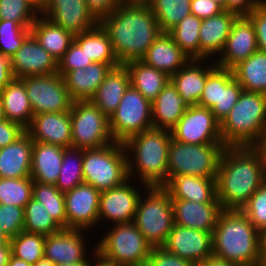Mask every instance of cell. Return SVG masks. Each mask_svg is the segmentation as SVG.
Here are the masks:
<instances>
[{"label":"cell","instance_id":"6f0895ef","mask_svg":"<svg viewBox=\"0 0 266 266\" xmlns=\"http://www.w3.org/2000/svg\"><path fill=\"white\" fill-rule=\"evenodd\" d=\"M266 0H225V10L235 12L239 16L248 15Z\"/></svg>","mask_w":266,"mask_h":266},{"label":"cell","instance_id":"680465c9","mask_svg":"<svg viewBox=\"0 0 266 266\" xmlns=\"http://www.w3.org/2000/svg\"><path fill=\"white\" fill-rule=\"evenodd\" d=\"M13 79L10 58L0 54V91Z\"/></svg>","mask_w":266,"mask_h":266},{"label":"cell","instance_id":"74e56055","mask_svg":"<svg viewBox=\"0 0 266 266\" xmlns=\"http://www.w3.org/2000/svg\"><path fill=\"white\" fill-rule=\"evenodd\" d=\"M32 198L43 204L54 221L62 229H67L63 192H61L55 185L33 181Z\"/></svg>","mask_w":266,"mask_h":266},{"label":"cell","instance_id":"277c9868","mask_svg":"<svg viewBox=\"0 0 266 266\" xmlns=\"http://www.w3.org/2000/svg\"><path fill=\"white\" fill-rule=\"evenodd\" d=\"M171 139V131L155 127L127 139L123 143L125 151L132 150L135 158L132 161L127 155L129 178L134 173L133 167L136 166L146 187L164 186L167 183L168 148Z\"/></svg>","mask_w":266,"mask_h":266},{"label":"cell","instance_id":"e575fe53","mask_svg":"<svg viewBox=\"0 0 266 266\" xmlns=\"http://www.w3.org/2000/svg\"><path fill=\"white\" fill-rule=\"evenodd\" d=\"M129 70L131 85L146 99L153 101L170 81V77L141 60L125 63Z\"/></svg>","mask_w":266,"mask_h":266},{"label":"cell","instance_id":"2644e50d","mask_svg":"<svg viewBox=\"0 0 266 266\" xmlns=\"http://www.w3.org/2000/svg\"><path fill=\"white\" fill-rule=\"evenodd\" d=\"M94 251H95L94 254H96L95 256L98 257V258H97V261H98V262H97V264H95V266H115V265H110V264H108V263H106V262L100 260V259H99V255H98V253H97V250L95 249Z\"/></svg>","mask_w":266,"mask_h":266},{"label":"cell","instance_id":"52a82bcc","mask_svg":"<svg viewBox=\"0 0 266 266\" xmlns=\"http://www.w3.org/2000/svg\"><path fill=\"white\" fill-rule=\"evenodd\" d=\"M152 248L133 222L114 225L95 247L100 260L115 266H145Z\"/></svg>","mask_w":266,"mask_h":266},{"label":"cell","instance_id":"e7e4bbea","mask_svg":"<svg viewBox=\"0 0 266 266\" xmlns=\"http://www.w3.org/2000/svg\"><path fill=\"white\" fill-rule=\"evenodd\" d=\"M7 266H32V265L27 263L26 261H23L11 255Z\"/></svg>","mask_w":266,"mask_h":266},{"label":"cell","instance_id":"4dcf8cb0","mask_svg":"<svg viewBox=\"0 0 266 266\" xmlns=\"http://www.w3.org/2000/svg\"><path fill=\"white\" fill-rule=\"evenodd\" d=\"M4 118L27 128L33 118V111L21 78H13L1 91Z\"/></svg>","mask_w":266,"mask_h":266},{"label":"cell","instance_id":"d590c367","mask_svg":"<svg viewBox=\"0 0 266 266\" xmlns=\"http://www.w3.org/2000/svg\"><path fill=\"white\" fill-rule=\"evenodd\" d=\"M234 78L245 91L266 95V53L257 50L232 68Z\"/></svg>","mask_w":266,"mask_h":266},{"label":"cell","instance_id":"a7ac6f4b","mask_svg":"<svg viewBox=\"0 0 266 266\" xmlns=\"http://www.w3.org/2000/svg\"><path fill=\"white\" fill-rule=\"evenodd\" d=\"M1 245H11V244H10V239L0 229V246Z\"/></svg>","mask_w":266,"mask_h":266},{"label":"cell","instance_id":"ffe728a7","mask_svg":"<svg viewBox=\"0 0 266 266\" xmlns=\"http://www.w3.org/2000/svg\"><path fill=\"white\" fill-rule=\"evenodd\" d=\"M33 141L71 147L70 112H48L33 115L25 129Z\"/></svg>","mask_w":266,"mask_h":266},{"label":"cell","instance_id":"7bdbcfd3","mask_svg":"<svg viewBox=\"0 0 266 266\" xmlns=\"http://www.w3.org/2000/svg\"><path fill=\"white\" fill-rule=\"evenodd\" d=\"M33 180L24 178H0V204L24 208L32 198Z\"/></svg>","mask_w":266,"mask_h":266},{"label":"cell","instance_id":"ee69618b","mask_svg":"<svg viewBox=\"0 0 266 266\" xmlns=\"http://www.w3.org/2000/svg\"><path fill=\"white\" fill-rule=\"evenodd\" d=\"M41 10L31 0H0V20H11L31 29Z\"/></svg>","mask_w":266,"mask_h":266},{"label":"cell","instance_id":"b9f144b4","mask_svg":"<svg viewBox=\"0 0 266 266\" xmlns=\"http://www.w3.org/2000/svg\"><path fill=\"white\" fill-rule=\"evenodd\" d=\"M45 238L43 234L23 230L10 239L12 255L34 265L44 258Z\"/></svg>","mask_w":266,"mask_h":266},{"label":"cell","instance_id":"be15d7a7","mask_svg":"<svg viewBox=\"0 0 266 266\" xmlns=\"http://www.w3.org/2000/svg\"><path fill=\"white\" fill-rule=\"evenodd\" d=\"M256 147L260 150L266 167V129L263 132L260 143Z\"/></svg>","mask_w":266,"mask_h":266},{"label":"cell","instance_id":"6da1fadb","mask_svg":"<svg viewBox=\"0 0 266 266\" xmlns=\"http://www.w3.org/2000/svg\"><path fill=\"white\" fill-rule=\"evenodd\" d=\"M266 180L256 146H226L216 175V197L223 209L240 210Z\"/></svg>","mask_w":266,"mask_h":266},{"label":"cell","instance_id":"7402d4cb","mask_svg":"<svg viewBox=\"0 0 266 266\" xmlns=\"http://www.w3.org/2000/svg\"><path fill=\"white\" fill-rule=\"evenodd\" d=\"M80 231L82 230L62 229L46 235L44 258L53 264L85 261V243Z\"/></svg>","mask_w":266,"mask_h":266},{"label":"cell","instance_id":"91938a15","mask_svg":"<svg viewBox=\"0 0 266 266\" xmlns=\"http://www.w3.org/2000/svg\"><path fill=\"white\" fill-rule=\"evenodd\" d=\"M259 255L261 266H266V227L259 230Z\"/></svg>","mask_w":266,"mask_h":266},{"label":"cell","instance_id":"f546056e","mask_svg":"<svg viewBox=\"0 0 266 266\" xmlns=\"http://www.w3.org/2000/svg\"><path fill=\"white\" fill-rule=\"evenodd\" d=\"M65 148L33 141L31 173L33 181L55 185L60 174Z\"/></svg>","mask_w":266,"mask_h":266},{"label":"cell","instance_id":"ab89813d","mask_svg":"<svg viewBox=\"0 0 266 266\" xmlns=\"http://www.w3.org/2000/svg\"><path fill=\"white\" fill-rule=\"evenodd\" d=\"M73 156H76L74 160L72 159L74 158ZM82 162L83 149L75 147L65 148L59 178L55 184L61 192H68L77 185L84 183Z\"/></svg>","mask_w":266,"mask_h":266},{"label":"cell","instance_id":"f6af8a7d","mask_svg":"<svg viewBox=\"0 0 266 266\" xmlns=\"http://www.w3.org/2000/svg\"><path fill=\"white\" fill-rule=\"evenodd\" d=\"M243 88L234 78L232 69L221 68L220 108H211L215 118L221 123L239 99Z\"/></svg>","mask_w":266,"mask_h":266},{"label":"cell","instance_id":"03108f58","mask_svg":"<svg viewBox=\"0 0 266 266\" xmlns=\"http://www.w3.org/2000/svg\"><path fill=\"white\" fill-rule=\"evenodd\" d=\"M55 266H93L88 262V260L78 262V263H61V264H55Z\"/></svg>","mask_w":266,"mask_h":266},{"label":"cell","instance_id":"7c38bea8","mask_svg":"<svg viewBox=\"0 0 266 266\" xmlns=\"http://www.w3.org/2000/svg\"><path fill=\"white\" fill-rule=\"evenodd\" d=\"M21 79L34 115L48 112H70L73 101L61 74L26 76Z\"/></svg>","mask_w":266,"mask_h":266},{"label":"cell","instance_id":"d6986e66","mask_svg":"<svg viewBox=\"0 0 266 266\" xmlns=\"http://www.w3.org/2000/svg\"><path fill=\"white\" fill-rule=\"evenodd\" d=\"M140 193L128 182L114 188L101 191L98 222L107 218L115 224L134 221Z\"/></svg>","mask_w":266,"mask_h":266},{"label":"cell","instance_id":"11a10c76","mask_svg":"<svg viewBox=\"0 0 266 266\" xmlns=\"http://www.w3.org/2000/svg\"><path fill=\"white\" fill-rule=\"evenodd\" d=\"M191 14L199 19H207L220 14L224 9L212 0H191Z\"/></svg>","mask_w":266,"mask_h":266},{"label":"cell","instance_id":"f5cc1de1","mask_svg":"<svg viewBox=\"0 0 266 266\" xmlns=\"http://www.w3.org/2000/svg\"><path fill=\"white\" fill-rule=\"evenodd\" d=\"M254 24L258 50L266 53V2L247 15Z\"/></svg>","mask_w":266,"mask_h":266},{"label":"cell","instance_id":"2e32d148","mask_svg":"<svg viewBox=\"0 0 266 266\" xmlns=\"http://www.w3.org/2000/svg\"><path fill=\"white\" fill-rule=\"evenodd\" d=\"M163 248L198 265L213 255L212 234L174 224Z\"/></svg>","mask_w":266,"mask_h":266},{"label":"cell","instance_id":"d6a6232c","mask_svg":"<svg viewBox=\"0 0 266 266\" xmlns=\"http://www.w3.org/2000/svg\"><path fill=\"white\" fill-rule=\"evenodd\" d=\"M31 34L57 62L64 56L74 41V35L47 17H38L31 27Z\"/></svg>","mask_w":266,"mask_h":266},{"label":"cell","instance_id":"836d02e7","mask_svg":"<svg viewBox=\"0 0 266 266\" xmlns=\"http://www.w3.org/2000/svg\"><path fill=\"white\" fill-rule=\"evenodd\" d=\"M74 41L93 62L104 63L111 68L120 65L114 54L108 33L100 24L89 31L74 35Z\"/></svg>","mask_w":266,"mask_h":266},{"label":"cell","instance_id":"cb8c5ba5","mask_svg":"<svg viewBox=\"0 0 266 266\" xmlns=\"http://www.w3.org/2000/svg\"><path fill=\"white\" fill-rule=\"evenodd\" d=\"M189 60L167 32L159 34L141 59L146 65L165 72L169 77L180 70Z\"/></svg>","mask_w":266,"mask_h":266},{"label":"cell","instance_id":"db71d44e","mask_svg":"<svg viewBox=\"0 0 266 266\" xmlns=\"http://www.w3.org/2000/svg\"><path fill=\"white\" fill-rule=\"evenodd\" d=\"M25 132V128L16 122L0 120V148L14 143Z\"/></svg>","mask_w":266,"mask_h":266},{"label":"cell","instance_id":"9a60e30c","mask_svg":"<svg viewBox=\"0 0 266 266\" xmlns=\"http://www.w3.org/2000/svg\"><path fill=\"white\" fill-rule=\"evenodd\" d=\"M40 13L73 35L89 31L99 24L84 0H48Z\"/></svg>","mask_w":266,"mask_h":266},{"label":"cell","instance_id":"9c48e42d","mask_svg":"<svg viewBox=\"0 0 266 266\" xmlns=\"http://www.w3.org/2000/svg\"><path fill=\"white\" fill-rule=\"evenodd\" d=\"M224 144H185L174 140L168 148L167 182L178 174L216 178Z\"/></svg>","mask_w":266,"mask_h":266},{"label":"cell","instance_id":"f907efd6","mask_svg":"<svg viewBox=\"0 0 266 266\" xmlns=\"http://www.w3.org/2000/svg\"><path fill=\"white\" fill-rule=\"evenodd\" d=\"M221 96V68L217 67L206 79L203 92L197 105L211 108H220Z\"/></svg>","mask_w":266,"mask_h":266},{"label":"cell","instance_id":"3957f363","mask_svg":"<svg viewBox=\"0 0 266 266\" xmlns=\"http://www.w3.org/2000/svg\"><path fill=\"white\" fill-rule=\"evenodd\" d=\"M212 254L241 266H261L259 230L235 209H223L212 233Z\"/></svg>","mask_w":266,"mask_h":266},{"label":"cell","instance_id":"4316f807","mask_svg":"<svg viewBox=\"0 0 266 266\" xmlns=\"http://www.w3.org/2000/svg\"><path fill=\"white\" fill-rule=\"evenodd\" d=\"M32 148L33 140L26 132L0 148V178L30 177Z\"/></svg>","mask_w":266,"mask_h":266},{"label":"cell","instance_id":"5bb4252c","mask_svg":"<svg viewBox=\"0 0 266 266\" xmlns=\"http://www.w3.org/2000/svg\"><path fill=\"white\" fill-rule=\"evenodd\" d=\"M101 192L82 183L64 193L67 229L83 230L96 225Z\"/></svg>","mask_w":266,"mask_h":266},{"label":"cell","instance_id":"4fadbf2b","mask_svg":"<svg viewBox=\"0 0 266 266\" xmlns=\"http://www.w3.org/2000/svg\"><path fill=\"white\" fill-rule=\"evenodd\" d=\"M172 138L185 144H223L220 122L210 109L192 105L171 130Z\"/></svg>","mask_w":266,"mask_h":266},{"label":"cell","instance_id":"8c879c8a","mask_svg":"<svg viewBox=\"0 0 266 266\" xmlns=\"http://www.w3.org/2000/svg\"><path fill=\"white\" fill-rule=\"evenodd\" d=\"M31 1L41 10L48 0H31Z\"/></svg>","mask_w":266,"mask_h":266},{"label":"cell","instance_id":"484cf974","mask_svg":"<svg viewBox=\"0 0 266 266\" xmlns=\"http://www.w3.org/2000/svg\"><path fill=\"white\" fill-rule=\"evenodd\" d=\"M111 67L93 62L78 70L69 71L63 78L73 102L91 100Z\"/></svg>","mask_w":266,"mask_h":266},{"label":"cell","instance_id":"003e7915","mask_svg":"<svg viewBox=\"0 0 266 266\" xmlns=\"http://www.w3.org/2000/svg\"><path fill=\"white\" fill-rule=\"evenodd\" d=\"M153 0H124V3L138 4V5H149Z\"/></svg>","mask_w":266,"mask_h":266},{"label":"cell","instance_id":"753ad0ef","mask_svg":"<svg viewBox=\"0 0 266 266\" xmlns=\"http://www.w3.org/2000/svg\"><path fill=\"white\" fill-rule=\"evenodd\" d=\"M4 118V113H3V107H2V101L0 97V120H3Z\"/></svg>","mask_w":266,"mask_h":266},{"label":"cell","instance_id":"f1b7e54d","mask_svg":"<svg viewBox=\"0 0 266 266\" xmlns=\"http://www.w3.org/2000/svg\"><path fill=\"white\" fill-rule=\"evenodd\" d=\"M190 105L171 81L152 101L153 127L171 131Z\"/></svg>","mask_w":266,"mask_h":266},{"label":"cell","instance_id":"83f0119b","mask_svg":"<svg viewBox=\"0 0 266 266\" xmlns=\"http://www.w3.org/2000/svg\"><path fill=\"white\" fill-rule=\"evenodd\" d=\"M130 85L129 70L125 64H120L111 68L91 101L110 118Z\"/></svg>","mask_w":266,"mask_h":266},{"label":"cell","instance_id":"e0dca14e","mask_svg":"<svg viewBox=\"0 0 266 266\" xmlns=\"http://www.w3.org/2000/svg\"><path fill=\"white\" fill-rule=\"evenodd\" d=\"M13 78L48 75L58 72L57 60L30 34L10 57Z\"/></svg>","mask_w":266,"mask_h":266},{"label":"cell","instance_id":"f35d334b","mask_svg":"<svg viewBox=\"0 0 266 266\" xmlns=\"http://www.w3.org/2000/svg\"><path fill=\"white\" fill-rule=\"evenodd\" d=\"M191 0H153L149 6L161 32H168L191 14Z\"/></svg>","mask_w":266,"mask_h":266},{"label":"cell","instance_id":"8fae6325","mask_svg":"<svg viewBox=\"0 0 266 266\" xmlns=\"http://www.w3.org/2000/svg\"><path fill=\"white\" fill-rule=\"evenodd\" d=\"M152 127V102L130 85L109 118L112 138L115 142L124 143L130 137Z\"/></svg>","mask_w":266,"mask_h":266},{"label":"cell","instance_id":"30bf717a","mask_svg":"<svg viewBox=\"0 0 266 266\" xmlns=\"http://www.w3.org/2000/svg\"><path fill=\"white\" fill-rule=\"evenodd\" d=\"M71 147L93 149L114 142L109 128V118L91 101L72 102Z\"/></svg>","mask_w":266,"mask_h":266},{"label":"cell","instance_id":"ba28073f","mask_svg":"<svg viewBox=\"0 0 266 266\" xmlns=\"http://www.w3.org/2000/svg\"><path fill=\"white\" fill-rule=\"evenodd\" d=\"M147 199L140 196L133 223L153 247H163L174 225L172 200L163 186L145 187Z\"/></svg>","mask_w":266,"mask_h":266},{"label":"cell","instance_id":"816d5d0a","mask_svg":"<svg viewBox=\"0 0 266 266\" xmlns=\"http://www.w3.org/2000/svg\"><path fill=\"white\" fill-rule=\"evenodd\" d=\"M145 266H196L189 260L168 252L163 247L152 248Z\"/></svg>","mask_w":266,"mask_h":266},{"label":"cell","instance_id":"681fc988","mask_svg":"<svg viewBox=\"0 0 266 266\" xmlns=\"http://www.w3.org/2000/svg\"><path fill=\"white\" fill-rule=\"evenodd\" d=\"M93 63V61L87 57L85 52L80 46L73 41L69 49L64 53V56L58 61V74L63 77L73 70L80 68H86L87 65Z\"/></svg>","mask_w":266,"mask_h":266},{"label":"cell","instance_id":"9f6ffc18","mask_svg":"<svg viewBox=\"0 0 266 266\" xmlns=\"http://www.w3.org/2000/svg\"><path fill=\"white\" fill-rule=\"evenodd\" d=\"M89 11L100 21L110 15L124 0H84Z\"/></svg>","mask_w":266,"mask_h":266},{"label":"cell","instance_id":"d4e9b609","mask_svg":"<svg viewBox=\"0 0 266 266\" xmlns=\"http://www.w3.org/2000/svg\"><path fill=\"white\" fill-rule=\"evenodd\" d=\"M238 16L235 12L224 10L216 16L202 20L199 30L201 61L210 54L223 51Z\"/></svg>","mask_w":266,"mask_h":266},{"label":"cell","instance_id":"6125c7cd","mask_svg":"<svg viewBox=\"0 0 266 266\" xmlns=\"http://www.w3.org/2000/svg\"><path fill=\"white\" fill-rule=\"evenodd\" d=\"M12 255L11 245L0 246V266H7Z\"/></svg>","mask_w":266,"mask_h":266},{"label":"cell","instance_id":"bcb514c9","mask_svg":"<svg viewBox=\"0 0 266 266\" xmlns=\"http://www.w3.org/2000/svg\"><path fill=\"white\" fill-rule=\"evenodd\" d=\"M31 34V29L11 20H0V54L12 57Z\"/></svg>","mask_w":266,"mask_h":266},{"label":"cell","instance_id":"5b68a950","mask_svg":"<svg viewBox=\"0 0 266 266\" xmlns=\"http://www.w3.org/2000/svg\"><path fill=\"white\" fill-rule=\"evenodd\" d=\"M266 129V95L243 90L220 123L225 146H257Z\"/></svg>","mask_w":266,"mask_h":266},{"label":"cell","instance_id":"7dc6e473","mask_svg":"<svg viewBox=\"0 0 266 266\" xmlns=\"http://www.w3.org/2000/svg\"><path fill=\"white\" fill-rule=\"evenodd\" d=\"M240 210L256 229L266 227V180Z\"/></svg>","mask_w":266,"mask_h":266},{"label":"cell","instance_id":"94428289","mask_svg":"<svg viewBox=\"0 0 266 266\" xmlns=\"http://www.w3.org/2000/svg\"><path fill=\"white\" fill-rule=\"evenodd\" d=\"M196 266H241V265L225 261L224 259H220L212 255L208 257L205 261Z\"/></svg>","mask_w":266,"mask_h":266},{"label":"cell","instance_id":"44dd1931","mask_svg":"<svg viewBox=\"0 0 266 266\" xmlns=\"http://www.w3.org/2000/svg\"><path fill=\"white\" fill-rule=\"evenodd\" d=\"M171 200L174 224L213 233L219 214L223 210L220 203H198L183 199Z\"/></svg>","mask_w":266,"mask_h":266},{"label":"cell","instance_id":"ac0fdd59","mask_svg":"<svg viewBox=\"0 0 266 266\" xmlns=\"http://www.w3.org/2000/svg\"><path fill=\"white\" fill-rule=\"evenodd\" d=\"M258 50L255 27L247 15L238 16L232 25L217 67L232 69Z\"/></svg>","mask_w":266,"mask_h":266},{"label":"cell","instance_id":"603a6c76","mask_svg":"<svg viewBox=\"0 0 266 266\" xmlns=\"http://www.w3.org/2000/svg\"><path fill=\"white\" fill-rule=\"evenodd\" d=\"M163 187L169 192L171 199L219 203L216 197V178L178 174Z\"/></svg>","mask_w":266,"mask_h":266},{"label":"cell","instance_id":"c3c4849f","mask_svg":"<svg viewBox=\"0 0 266 266\" xmlns=\"http://www.w3.org/2000/svg\"><path fill=\"white\" fill-rule=\"evenodd\" d=\"M24 208L0 204V229L9 238L23 231Z\"/></svg>","mask_w":266,"mask_h":266},{"label":"cell","instance_id":"8992f818","mask_svg":"<svg viewBox=\"0 0 266 266\" xmlns=\"http://www.w3.org/2000/svg\"><path fill=\"white\" fill-rule=\"evenodd\" d=\"M123 143L83 150L84 183L104 191L129 182L128 158Z\"/></svg>","mask_w":266,"mask_h":266},{"label":"cell","instance_id":"8d00e7d4","mask_svg":"<svg viewBox=\"0 0 266 266\" xmlns=\"http://www.w3.org/2000/svg\"><path fill=\"white\" fill-rule=\"evenodd\" d=\"M202 19L193 14L186 16L167 33L190 60L201 61L199 30Z\"/></svg>","mask_w":266,"mask_h":266},{"label":"cell","instance_id":"34e18365","mask_svg":"<svg viewBox=\"0 0 266 266\" xmlns=\"http://www.w3.org/2000/svg\"><path fill=\"white\" fill-rule=\"evenodd\" d=\"M218 3L225 10V0H212Z\"/></svg>","mask_w":266,"mask_h":266},{"label":"cell","instance_id":"7a4b0ae2","mask_svg":"<svg viewBox=\"0 0 266 266\" xmlns=\"http://www.w3.org/2000/svg\"><path fill=\"white\" fill-rule=\"evenodd\" d=\"M99 24L108 33L120 64L141 60L161 33L149 5L122 3Z\"/></svg>","mask_w":266,"mask_h":266},{"label":"cell","instance_id":"1f68e13d","mask_svg":"<svg viewBox=\"0 0 266 266\" xmlns=\"http://www.w3.org/2000/svg\"><path fill=\"white\" fill-rule=\"evenodd\" d=\"M191 63V64H190ZM198 60H189L180 70L170 77L178 93L192 105H197L207 77L217 68V65L201 68Z\"/></svg>","mask_w":266,"mask_h":266},{"label":"cell","instance_id":"60d3db41","mask_svg":"<svg viewBox=\"0 0 266 266\" xmlns=\"http://www.w3.org/2000/svg\"><path fill=\"white\" fill-rule=\"evenodd\" d=\"M23 230L46 236L61 231L62 228L54 221L43 204L31 198L24 207Z\"/></svg>","mask_w":266,"mask_h":266},{"label":"cell","instance_id":"89a4df30","mask_svg":"<svg viewBox=\"0 0 266 266\" xmlns=\"http://www.w3.org/2000/svg\"><path fill=\"white\" fill-rule=\"evenodd\" d=\"M32 266H55V264H53L50 260L43 258Z\"/></svg>","mask_w":266,"mask_h":266}]
</instances>
